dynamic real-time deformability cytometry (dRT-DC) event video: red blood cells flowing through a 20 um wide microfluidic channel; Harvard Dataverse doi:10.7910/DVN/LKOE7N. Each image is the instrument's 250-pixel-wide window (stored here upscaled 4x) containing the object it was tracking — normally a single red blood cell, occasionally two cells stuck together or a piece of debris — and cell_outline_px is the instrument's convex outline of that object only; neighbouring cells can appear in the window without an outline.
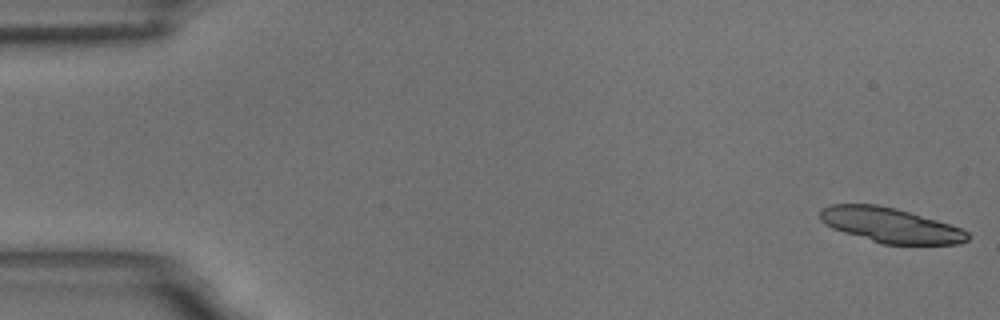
{"species": "common noctule bat (a hibernating species)", "species_latin": "Nyctalus noctula", "temperature_condition": "room temperature", "stored_images_in_passage": 17, "camera_frame_rate_fps": 3000, "um_per_image_px": 0.085, "animal": {"sex": "male", "body_mass_g": 18.8}, "frame": {"image": 1, "passage_image": 1, "time_ms": 0.0, "image_size_px": [1000, 320], "cell_outline_px": [[968, 240], [960, 244], [880, 244], [832, 228], [824, 224], [820, 220], [820, 208], [828, 204], [876, 204], [896, 208], [936, 220], [960, 228], [968, 232]], "centroid_in_image_um": [75.63, 19.14], "position_along_channel_um": 9.4, "area_um2": 29.94}}